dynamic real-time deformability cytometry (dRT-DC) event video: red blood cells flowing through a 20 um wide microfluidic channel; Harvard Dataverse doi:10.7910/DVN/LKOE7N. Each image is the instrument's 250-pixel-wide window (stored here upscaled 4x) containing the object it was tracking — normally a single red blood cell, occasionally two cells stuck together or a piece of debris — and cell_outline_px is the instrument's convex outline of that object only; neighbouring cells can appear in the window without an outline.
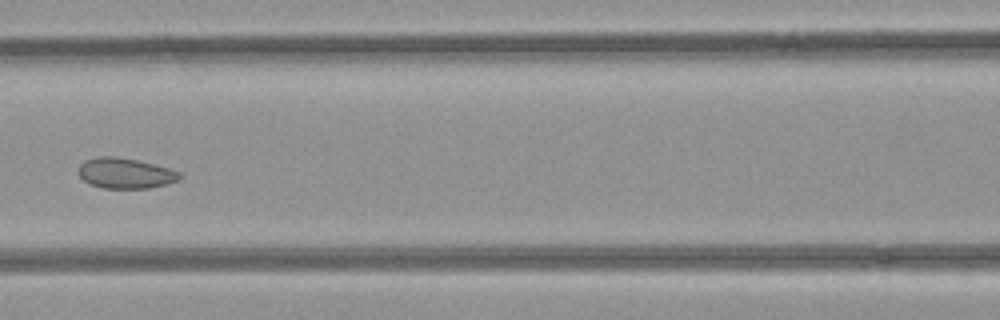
{"species": "common noctule bat (a hibernating species)", "species_latin": "Nyctalus noctula", "temperature_condition": "room temperature", "stored_images_in_passage": 4, "camera_frame_rate_fps": 3000, "um_per_image_px": 0.085, "animal": {"sex": "female", "body_mass_g": 21.9}, "frame": {"image": 1, "passage_image": 4, "time_ms": 1.0, "image_size_px": [1000, 320], "cell_outline_px": [[184, 176], [180, 180], [168, 184], [148, 188], [104, 188], [88, 184], [80, 176], [80, 164], [84, 160], [96, 156], [112, 156], [136, 160], [168, 168], [180, 172]], "centroid_in_image_um": [10.67, 14.73], "position_along_channel_um": 155.9, "area_um2": 17.98}}